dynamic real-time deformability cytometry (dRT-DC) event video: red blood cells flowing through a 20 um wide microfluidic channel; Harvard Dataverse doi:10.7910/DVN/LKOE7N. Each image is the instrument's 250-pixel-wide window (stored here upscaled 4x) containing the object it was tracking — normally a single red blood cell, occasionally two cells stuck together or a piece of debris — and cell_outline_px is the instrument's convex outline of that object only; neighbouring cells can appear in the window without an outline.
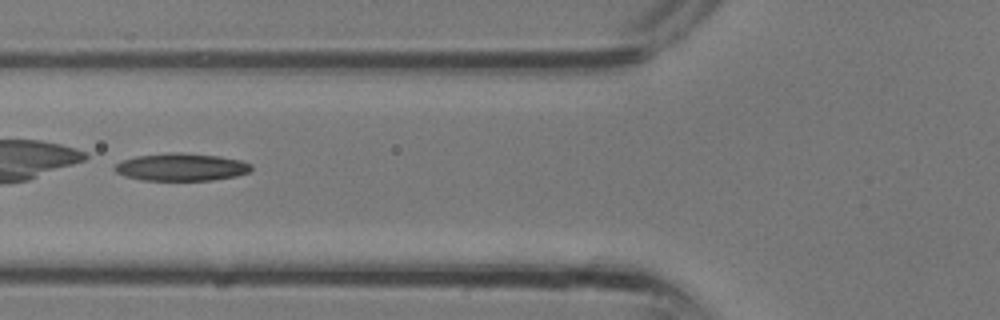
{"species": "common noctule bat (a hibernating species)", "species_latin": "Nyctalus noctula", "temperature_condition": "room temperature", "stored_images_in_passage": 23, "camera_frame_rate_fps": 3000, "um_per_image_px": 0.085, "animal": {"sex": "male", "body_mass_g": 13.3}, "frame": {"image": 1, "passage_image": 4, "time_ms": 1.0, "image_size_px": [1000, 320], "cell_outline_px": [[252, 168], [248, 172], [236, 176], [212, 180], [140, 180], [124, 176], [116, 172], [112, 168], [120, 160], [136, 156], [168, 152], [180, 152], [220, 156], [240, 160], [252, 164]], "centroid_in_image_um": [15.37, 14.19], "position_along_channel_um": 110.4, "area_um2": 22.14}}
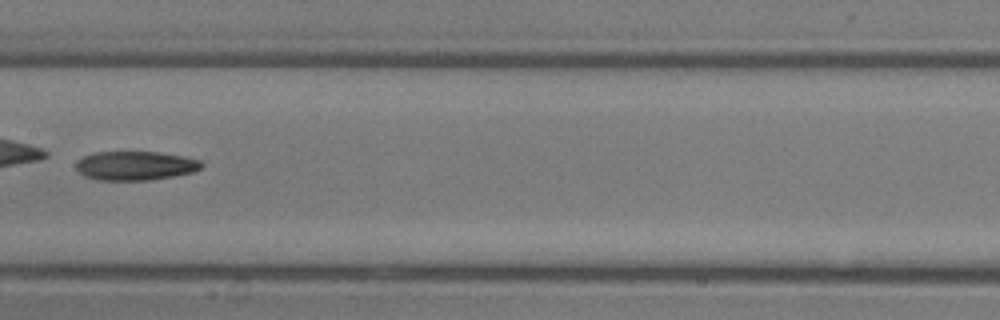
{"frame": {"image": 2, "passage_image": 8, "time_ms": 2.333, "image_size_px": [1000, 320], "cell_outline_px": [[204, 164], [200, 168], [192, 172], [172, 176], [148, 180], [96, 180], [84, 176], [76, 168], [76, 164], [84, 156], [96, 152], [160, 152], [184, 156], [200, 160]], "centroid_in_image_um": [11.51, 14.08], "position_along_channel_um": 195.9, "area_um2": 21.1}}
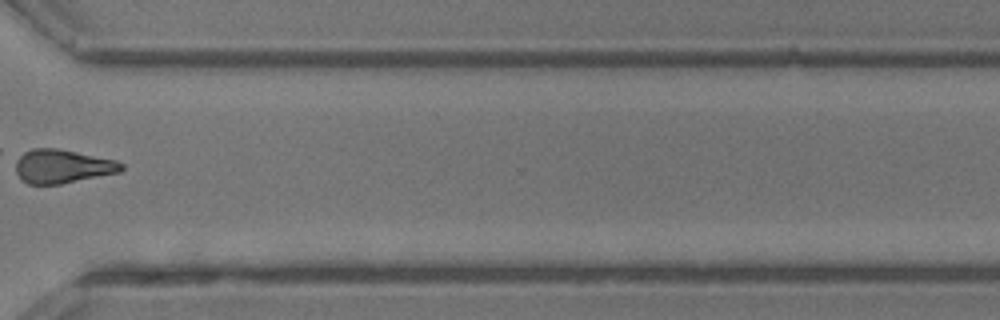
{"frame": {"image": 3, "passage_image": 16, "time_ms": 5.0, "image_size_px": [1000, 320], "cell_outline_px": [[124, 168], [120, 172], [60, 184], [28, 184], [20, 180], [16, 172], [16, 156], [32, 148], [56, 148], [116, 160], [124, 164]], "centroid_in_image_um": [5.27, 14.14], "position_along_channel_um": 365.3, "area_um2": 20.87}}